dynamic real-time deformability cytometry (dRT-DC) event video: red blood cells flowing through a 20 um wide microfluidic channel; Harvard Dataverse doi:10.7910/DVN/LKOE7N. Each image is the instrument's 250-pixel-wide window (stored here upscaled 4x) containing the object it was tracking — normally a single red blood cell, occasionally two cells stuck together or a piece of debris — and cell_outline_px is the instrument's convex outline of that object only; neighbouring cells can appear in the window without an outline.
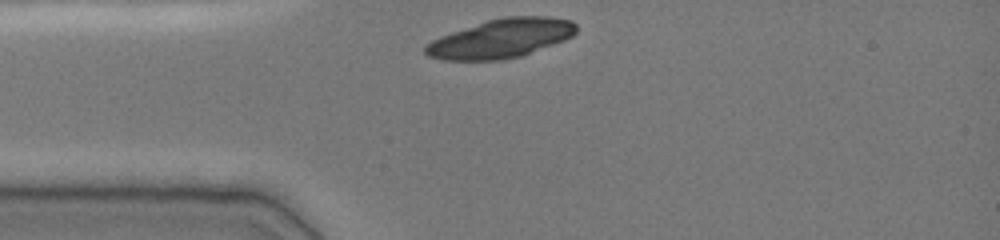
{"species": "common noctule bat (a hibernating species)", "species_latin": "Nyctalus noctula", "temperature_condition": "cold", "stored_images_in_passage": 31, "camera_frame_rate_fps": 3000, "um_per_image_px": 0.085, "animal": {"sex": "female", "body_mass_g": 19.0, "forearm_length_mm": 51.5}, "frame": {"image": 1, "passage_image": 1, "time_ms": 0.0, "image_size_px": [1000, 240], "cell_outline_px": [[576, 32], [572, 36], [564, 40], [520, 56], [500, 60], [440, 60], [428, 56], [424, 52], [424, 44], [440, 36], [488, 20], [504, 16], [548, 16], [572, 20], [576, 24]], "centroid_in_image_um": [42.57, 3.27], "position_along_channel_um": 42.4, "area_um2": 34.16}}